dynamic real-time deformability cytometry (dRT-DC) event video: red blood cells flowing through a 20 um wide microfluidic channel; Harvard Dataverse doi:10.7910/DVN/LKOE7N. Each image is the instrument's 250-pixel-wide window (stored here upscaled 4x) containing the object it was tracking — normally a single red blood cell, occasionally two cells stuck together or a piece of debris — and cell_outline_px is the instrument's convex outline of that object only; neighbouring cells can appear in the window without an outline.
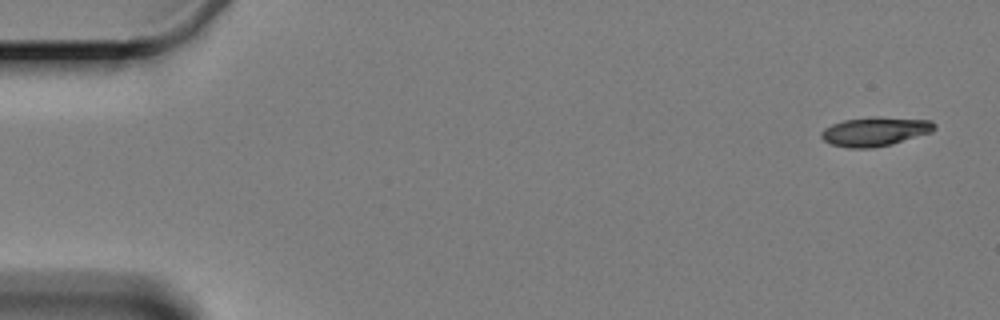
{"species": "Egyptian fruit bat (a non-hibernating species)", "species_latin": "Rousettus aegyptiacus", "temperature_condition": "cold", "stored_images_in_passage": 5, "camera_frame_rate_fps": 3000, "um_per_image_px": 0.085, "animal": {"sex": "female"}, "frame": {"image": 1, "passage_image": 1, "time_ms": 0.0, "image_size_px": [1000, 320], "cell_outline_px": [[936, 128], [932, 132], [892, 144], [872, 148], [848, 148], [832, 144], [824, 140], [820, 136], [820, 132], [824, 128], [832, 124], [844, 120], [872, 116], [876, 116], [932, 120], [936, 124]], "centroid_in_image_um": [74.4, 11.17], "position_along_channel_um": 10.6, "area_um2": 19.36}}
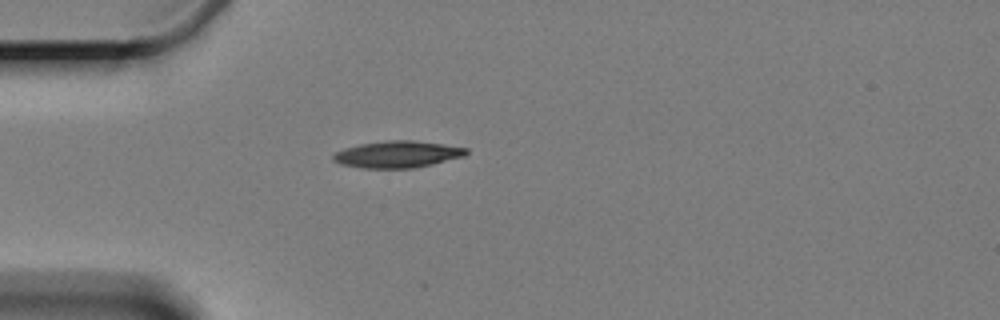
{"frame": {"image": 2, "passage_image": 5, "time_ms": 4.667, "image_size_px": [1000, 320], "cell_outline_px": [[468, 152], [464, 156], [416, 168], [360, 168], [340, 164], [332, 160], [332, 156], [336, 152], [344, 148], [360, 144], [388, 140], [412, 140], [468, 148]], "centroid_in_image_um": [33.75, 13.12], "position_along_channel_um": 51.2, "area_um2": 20.69}}